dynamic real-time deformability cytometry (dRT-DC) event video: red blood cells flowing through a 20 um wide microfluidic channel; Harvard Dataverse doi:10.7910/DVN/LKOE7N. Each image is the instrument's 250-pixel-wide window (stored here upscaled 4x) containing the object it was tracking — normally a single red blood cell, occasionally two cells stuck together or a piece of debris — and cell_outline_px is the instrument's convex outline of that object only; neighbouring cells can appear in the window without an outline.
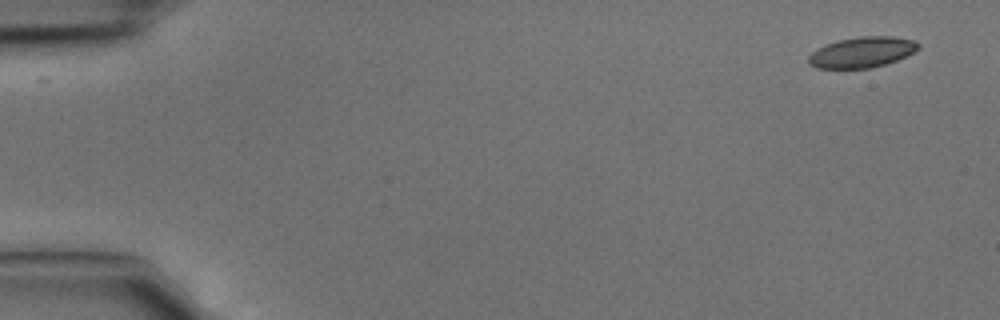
{"species": "common noctule bat (a hibernating species)", "species_latin": "Nyctalus noctula", "temperature_condition": "cold", "stored_images_in_passage": 4, "camera_frame_rate_fps": 3000, "um_per_image_px": 0.085, "animal": {"sex": "male", "body_mass_g": 15.6}, "frame": {"image": 1, "passage_image": 1, "time_ms": 0.0, "image_size_px": [1000, 320], "cell_outline_px": [[920, 48], [916, 52], [896, 60], [872, 68], [816, 68], [808, 64], [808, 56], [812, 52], [828, 44], [840, 40], [860, 36], [892, 36], [916, 40], [920, 44]], "centroid_in_image_um": [73.32, 4.44], "position_along_channel_um": 11.7, "area_um2": 19.59}}
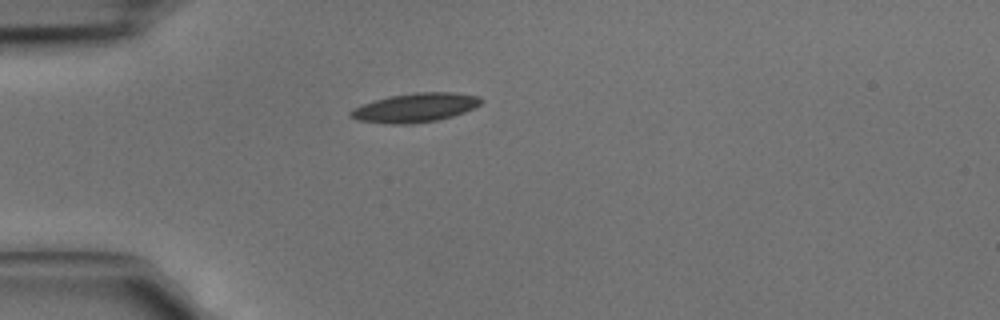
{"frame": {"image": 2, "passage_image": 4, "time_ms": 1.0, "image_size_px": [1000, 320], "cell_outline_px": [[484, 100], [480, 104], [464, 112], [452, 116], [436, 120], [412, 124], [392, 124], [356, 120], [348, 116], [348, 112], [352, 108], [388, 96], [416, 92], [452, 92], [480, 96]], "centroid_in_image_um": [35.27, 9.15], "position_along_channel_um": 49.7, "area_um2": 22.08}}